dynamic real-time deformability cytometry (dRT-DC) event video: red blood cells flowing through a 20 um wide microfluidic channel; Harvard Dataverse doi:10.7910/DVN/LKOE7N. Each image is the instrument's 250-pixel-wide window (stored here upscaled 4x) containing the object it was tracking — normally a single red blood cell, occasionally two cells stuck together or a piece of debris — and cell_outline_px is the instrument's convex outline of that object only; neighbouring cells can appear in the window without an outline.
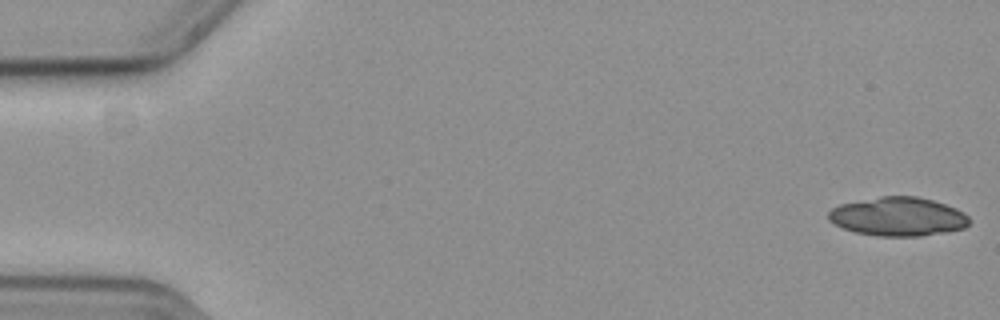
{"species": "common noctule bat (a hibernating species)", "species_latin": "Nyctalus noctula", "temperature_condition": "cold", "stored_images_in_passage": 28, "camera_frame_rate_fps": 3000, "um_per_image_px": 0.085, "animal": {"sex": "female", "body_mass_g": 19.3, "forearm_length_mm": 54.1}, "frame": {"image": 1, "passage_image": 1, "time_ms": 0.0, "image_size_px": [1000, 320], "cell_outline_px": [[972, 220], [964, 228], [944, 232], [920, 236], [876, 236], [856, 232], [844, 228], [828, 220], [828, 212], [832, 208], [840, 204], [880, 196], [916, 196], [932, 200], [956, 208], [968, 216]], "centroid_in_image_um": [76.33, 18.41], "position_along_channel_um": 8.7, "area_um2": 31.73}}
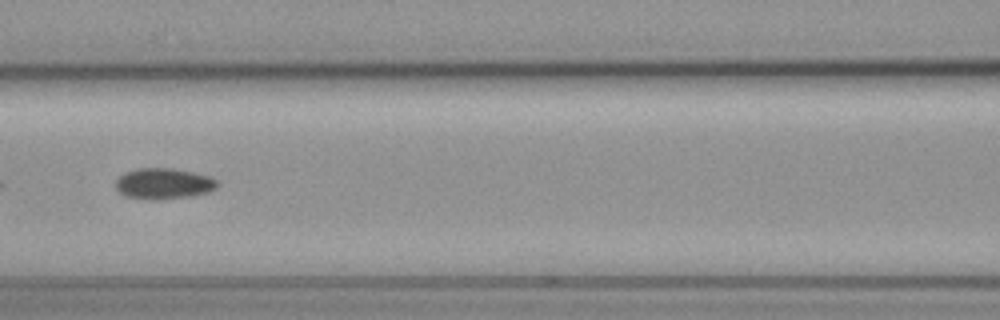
{"frame": {"image": 2, "passage_image": 26, "time_ms": 8.333, "image_size_px": [1000, 320], "cell_outline_px": [[220, 184], [216, 188], [208, 192], [192, 196], [156, 200], [148, 200], [124, 196], [116, 188], [116, 180], [124, 172], [140, 168], [172, 168], [212, 176]], "centroid_in_image_um": [13.92, 15.61], "position_along_channel_um": 152.7, "area_um2": 18.5}}